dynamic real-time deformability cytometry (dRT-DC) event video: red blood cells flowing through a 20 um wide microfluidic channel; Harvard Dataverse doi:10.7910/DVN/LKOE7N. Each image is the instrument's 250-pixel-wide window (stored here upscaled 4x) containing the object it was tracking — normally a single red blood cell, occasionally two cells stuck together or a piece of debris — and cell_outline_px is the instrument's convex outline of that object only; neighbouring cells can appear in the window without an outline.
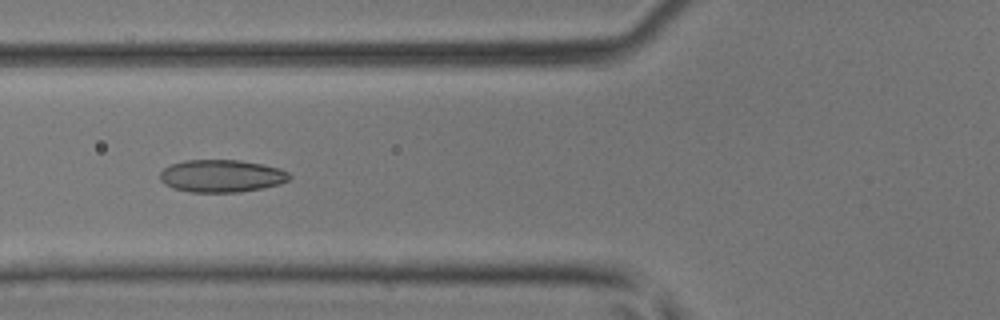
{"species": "common noctule bat (a hibernating species)", "species_latin": "Nyctalus noctula", "temperature_condition": "room temperature", "stored_images_in_passage": 48, "camera_frame_rate_fps": 3000, "um_per_image_px": 0.085, "animal": {"sex": "male", "body_mass_g": 17.9, "forearm_length_mm": 54.2}, "frame": {"image": 1, "passage_image": 18, "time_ms": 5.667, "image_size_px": [1000, 320], "cell_outline_px": [[292, 176], [288, 180], [280, 184], [264, 188], [240, 192], [192, 192], [172, 188], [164, 184], [160, 180], [160, 172], [164, 168], [172, 164], [184, 160], [240, 160], [280, 168], [288, 172]], "centroid_in_image_um": [18.83, 14.96], "position_along_channel_um": 107.0, "area_um2": 24.62}}
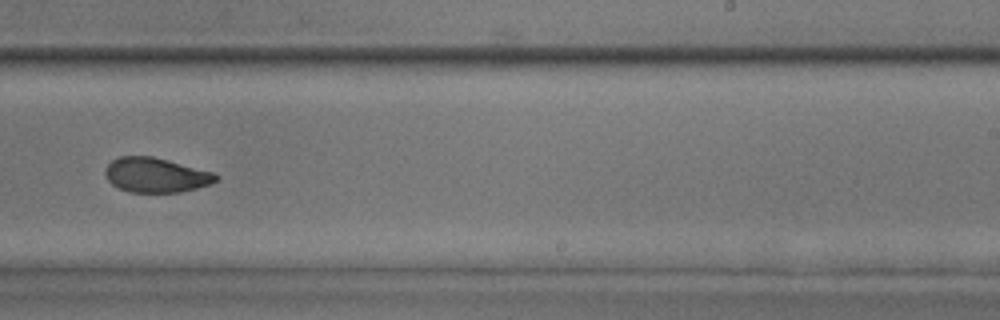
{"frame": {"image": 2, "passage_image": 30, "time_ms": 9.667, "image_size_px": [1000, 320], "cell_outline_px": [[220, 176], [216, 180], [208, 184], [196, 188], [180, 192], [128, 192], [112, 184], [108, 180], [104, 172], [108, 164], [112, 160], [120, 156], [152, 156], [168, 160], [212, 172]], "centroid_in_image_um": [13.22, 14.88], "position_along_channel_um": 275.8, "area_um2": 22.14}}
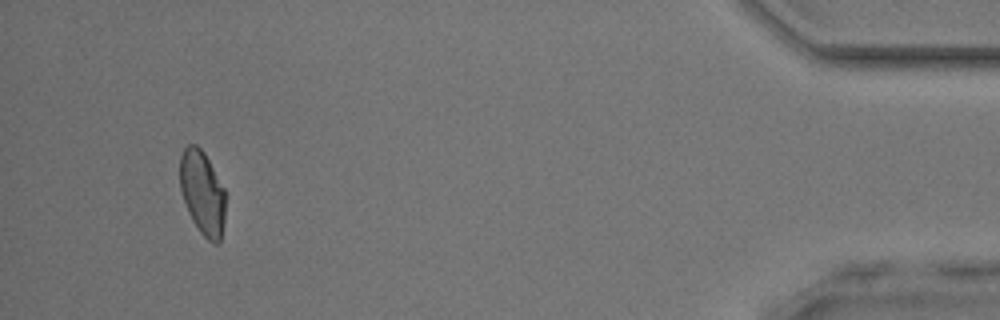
{"frame": {"image": 3, "passage_image": 45, "time_ms": 14.667, "image_size_px": [1000, 320], "cell_outline_px": [[224, 220], [220, 240], [216, 244], [212, 244], [200, 232], [192, 220], [188, 212], [180, 188], [180, 156], [184, 148], [188, 144], [196, 144], [204, 152], [224, 188]], "centroid_in_image_um": [17.19, 16.38], "position_along_channel_um": 418.0, "area_um2": 22.14}, "authors_computed_cell_mechanics": {"area_um2": 22.9755, "velocity_mm_per_s": 4.2313, "shape_relaxation_time_tau1_ms": null, "shape_relaxation_time_tau2_ms": 1.3341, "deformation_change_tau1": null, "deformation_change_tau2": 0.0658}}